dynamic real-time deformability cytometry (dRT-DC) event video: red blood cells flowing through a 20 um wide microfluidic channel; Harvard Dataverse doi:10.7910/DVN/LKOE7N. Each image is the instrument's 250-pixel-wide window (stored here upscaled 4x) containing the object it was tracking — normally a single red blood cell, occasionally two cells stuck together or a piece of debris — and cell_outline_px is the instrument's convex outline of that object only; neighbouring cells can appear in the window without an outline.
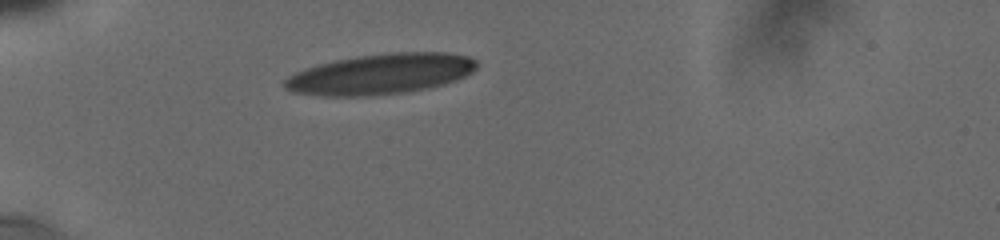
{"species": "human", "species_latin": "Homo sapiens", "temperature_condition": "cold", "stored_images_in_passage": 16, "camera_frame_rate_fps": 3000, "um_per_image_px": 0.085, "donor": {"sex": "male"}, "frame": {"image": 1, "passage_image": 1, "time_ms": 0.0, "image_size_px": [1000, 240], "cell_outline_px": [[476, 68], [472, 72], [456, 80], [444, 84], [428, 88], [408, 92], [368, 96], [320, 96], [292, 92], [284, 88], [284, 80], [288, 76], [296, 72], [320, 64], [336, 60], [356, 56], [396, 52], [444, 52], [468, 56], [476, 60]], "centroid_in_image_um": [32.35, 6.3], "position_along_channel_um": 52.6, "area_um2": 45.32}}
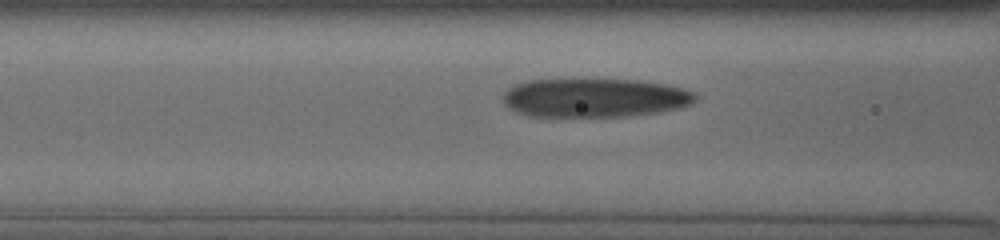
{"frame": {"image": 2, "passage_image": 10, "time_ms": 2.333, "image_size_px": [1000, 240], "cell_outline_px": [[696, 100], [692, 104], [676, 108], [656, 112], [624, 116], [528, 116], [516, 112], [508, 108], [504, 104], [504, 92], [508, 88], [516, 84], [528, 80], [640, 80], [668, 84], [684, 88], [692, 92], [696, 96]], "centroid_in_image_um": [50.53, 8.31], "position_along_channel_um": 116.1, "area_um2": 43.35}}
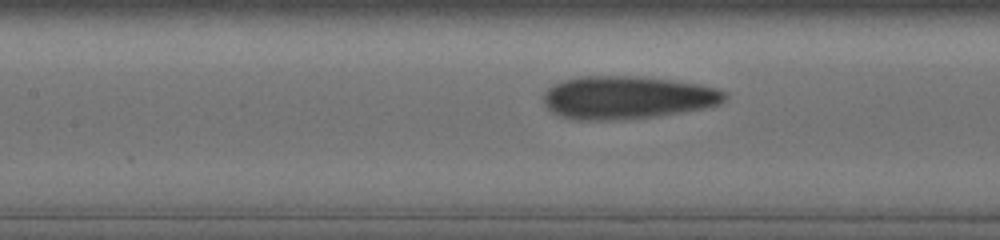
{"frame": {"image": 3, "passage_image": 14, "time_ms": 3.333, "image_size_px": [1000, 240], "cell_outline_px": [[728, 96], [720, 104], [704, 108], [656, 116], [604, 120], [580, 120], [560, 116], [552, 112], [544, 104], [544, 92], [548, 88], [564, 80], [580, 76], [636, 76], [700, 84], [716, 88], [724, 92]], "centroid_in_image_um": [53.3, 8.28], "position_along_channel_um": 154.1, "area_um2": 44.97}}